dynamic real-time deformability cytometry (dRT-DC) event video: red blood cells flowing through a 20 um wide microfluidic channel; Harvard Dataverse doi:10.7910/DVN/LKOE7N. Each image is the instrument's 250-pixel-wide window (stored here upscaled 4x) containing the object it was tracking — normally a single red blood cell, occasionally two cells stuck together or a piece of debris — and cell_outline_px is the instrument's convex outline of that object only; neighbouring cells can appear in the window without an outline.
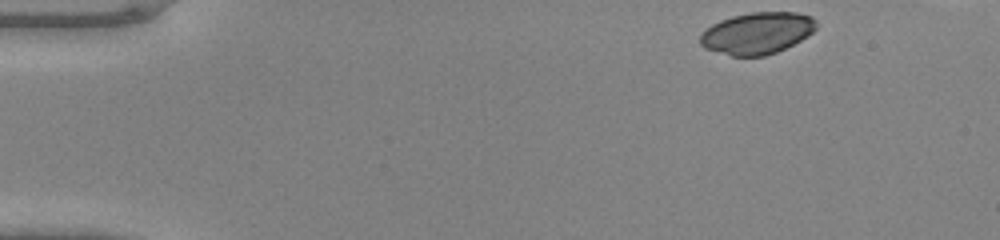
{"species": "common noctule bat (a hibernating species)", "species_latin": "Nyctalus noctula", "temperature_condition": "warm", "stored_images_in_passage": 41, "camera_frame_rate_fps": 3000, "um_per_image_px": 0.085, "animal": {"sex": "male", "body_mass_g": 20.0, "forearm_length_mm": 53.3}, "frame": {"image": 1, "passage_image": 1, "time_ms": 0.0, "image_size_px": [1000, 240], "cell_outline_px": [[816, 28], [808, 36], [776, 52], [764, 56], [732, 56], [704, 48], [700, 44], [700, 32], [704, 28], [720, 20], [732, 16], [752, 12], [796, 12], [812, 16], [816, 20]], "centroid_in_image_um": [64.33, 2.81], "position_along_channel_um": 20.7, "area_um2": 28.32}}